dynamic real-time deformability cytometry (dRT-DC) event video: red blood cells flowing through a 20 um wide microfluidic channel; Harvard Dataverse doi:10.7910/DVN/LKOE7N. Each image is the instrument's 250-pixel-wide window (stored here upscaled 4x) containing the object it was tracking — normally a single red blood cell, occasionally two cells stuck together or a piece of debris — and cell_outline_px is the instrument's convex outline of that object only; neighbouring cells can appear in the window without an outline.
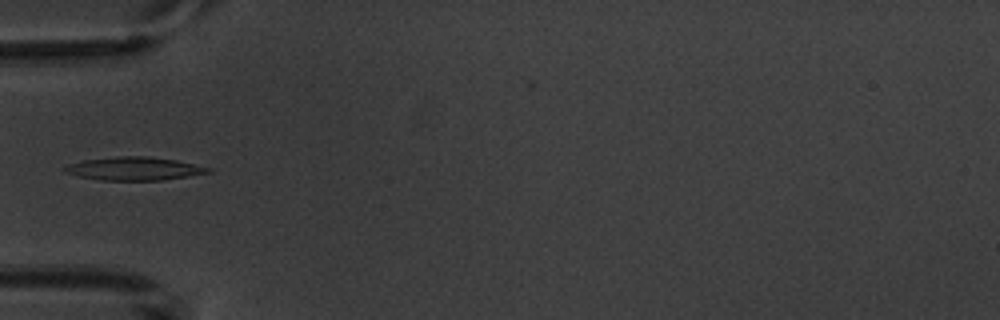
{"species": "common noctule bat (a hibernating species)", "species_latin": "Nyctalus noctula", "temperature_condition": "warm", "stored_images_in_passage": 5, "camera_frame_rate_fps": 3000, "um_per_image_px": 0.085, "animal": {"sex": "male", "body_mass_g": 20.1, "forearm_length_mm": 53.5}, "frame": {"image": 1, "passage_image": 5, "time_ms": 5.333, "image_size_px": [1000, 320], "cell_outline_px": [[212, 172], [160, 180], [100, 180], [80, 176], [64, 172], [64, 168], [68, 164], [84, 160], [120, 156], [148, 156], [176, 160], [212, 168]], "centroid_in_image_um": [11.41, 14.33], "position_along_channel_um": 73.6, "area_um2": 19.19}}